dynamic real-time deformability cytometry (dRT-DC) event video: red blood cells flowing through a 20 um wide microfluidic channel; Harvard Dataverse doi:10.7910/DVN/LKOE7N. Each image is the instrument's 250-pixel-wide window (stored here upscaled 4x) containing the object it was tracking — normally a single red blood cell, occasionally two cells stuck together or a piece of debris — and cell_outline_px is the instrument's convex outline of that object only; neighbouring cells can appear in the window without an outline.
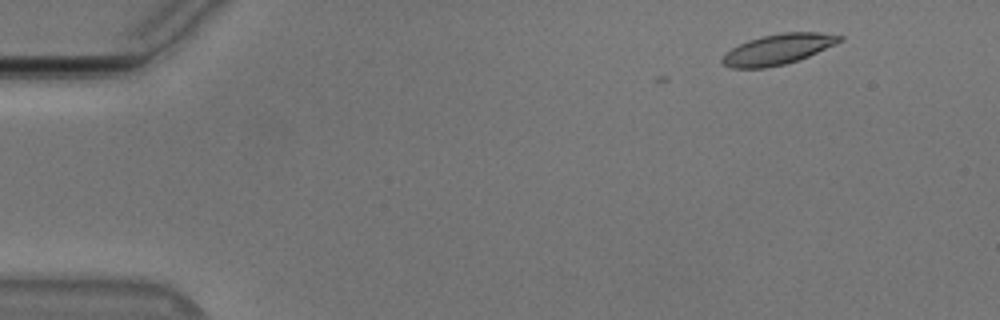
{"species": "Egyptian fruit bat (a non-hibernating species)", "species_latin": "Rousettus aegyptiacus", "temperature_condition": "cold", "stored_images_in_passage": 3, "camera_frame_rate_fps": 3000, "um_per_image_px": 0.085, "animal": {"sex": "male"}, "frame": {"image": 1, "passage_image": 1, "time_ms": 0.0, "image_size_px": [1000, 320], "cell_outline_px": [[844, 40], [808, 56], [784, 64], [764, 68], [732, 68], [724, 64], [720, 60], [732, 48], [748, 40], [760, 36], [784, 32], [820, 32], [844, 36]], "centroid_in_image_um": [66.15, 4.17], "position_along_channel_um": 18.8, "area_um2": 20.58}}